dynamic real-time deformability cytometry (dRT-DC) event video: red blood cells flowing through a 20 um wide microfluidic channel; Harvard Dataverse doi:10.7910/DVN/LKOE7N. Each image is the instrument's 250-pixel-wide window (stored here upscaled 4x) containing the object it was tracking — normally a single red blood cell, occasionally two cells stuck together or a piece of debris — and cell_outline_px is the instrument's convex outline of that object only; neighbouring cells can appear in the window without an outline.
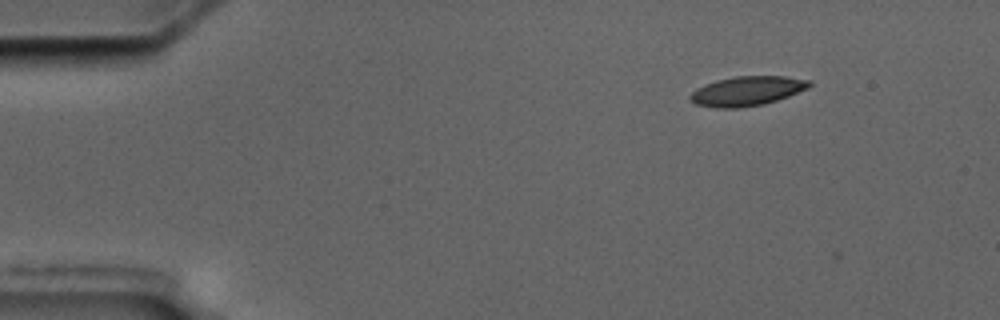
{"species": "common noctule bat (a hibernating species)", "species_latin": "Nyctalus noctula", "temperature_condition": "cold", "stored_images_in_passage": 2, "camera_frame_rate_fps": 3000, "um_per_image_px": 0.085, "animal": {"sex": "male", "body_mass_g": 17.5, "forearm_length_mm": 52.3}, "frame": {"image": 1, "passage_image": 1, "time_ms": 0.0, "image_size_px": [1000, 320], "cell_outline_px": [[812, 84], [808, 88], [788, 96], [764, 104], [740, 108], [716, 108], [696, 104], [688, 100], [688, 96], [696, 88], [704, 84], [716, 80], [736, 76], [784, 76], [812, 80]], "centroid_in_image_um": [63.47, 7.73], "position_along_channel_um": 21.5, "area_um2": 20.63}}